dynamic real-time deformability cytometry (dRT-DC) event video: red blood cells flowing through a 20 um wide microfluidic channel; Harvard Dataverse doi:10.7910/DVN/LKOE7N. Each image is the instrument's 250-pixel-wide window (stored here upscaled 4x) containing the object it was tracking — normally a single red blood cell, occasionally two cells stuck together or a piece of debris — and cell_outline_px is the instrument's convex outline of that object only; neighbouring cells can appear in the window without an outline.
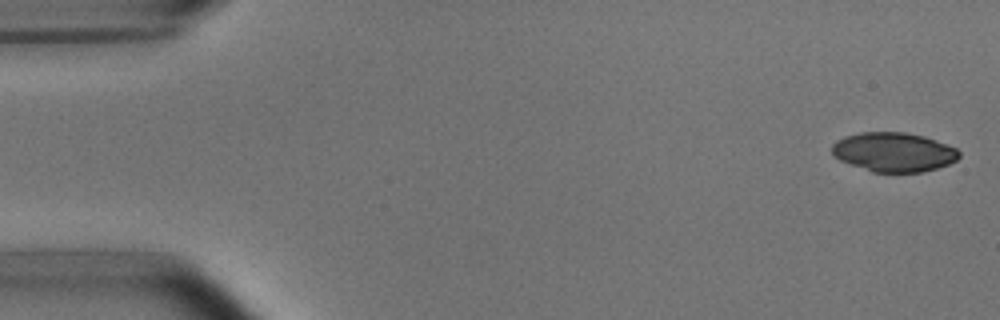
{"species": "common noctule bat (a hibernating species)", "species_latin": "Nyctalus noctula", "temperature_condition": "room temperature", "stored_images_in_passage": 5, "camera_frame_rate_fps": 3000, "um_per_image_px": 0.085, "animal": {"sex": "male", "body_mass_g": 15.6}, "frame": {"image": 1, "passage_image": 1, "time_ms": 0.0, "image_size_px": [1000, 320], "cell_outline_px": [[960, 156], [956, 160], [948, 164], [924, 172], [872, 172], [840, 160], [832, 152], [832, 144], [836, 140], [844, 136], [860, 132], [904, 132], [924, 136], [936, 140], [956, 148], [960, 152]], "centroid_in_image_um": [75.97, 12.92], "position_along_channel_um": 9.0, "area_um2": 29.07}}